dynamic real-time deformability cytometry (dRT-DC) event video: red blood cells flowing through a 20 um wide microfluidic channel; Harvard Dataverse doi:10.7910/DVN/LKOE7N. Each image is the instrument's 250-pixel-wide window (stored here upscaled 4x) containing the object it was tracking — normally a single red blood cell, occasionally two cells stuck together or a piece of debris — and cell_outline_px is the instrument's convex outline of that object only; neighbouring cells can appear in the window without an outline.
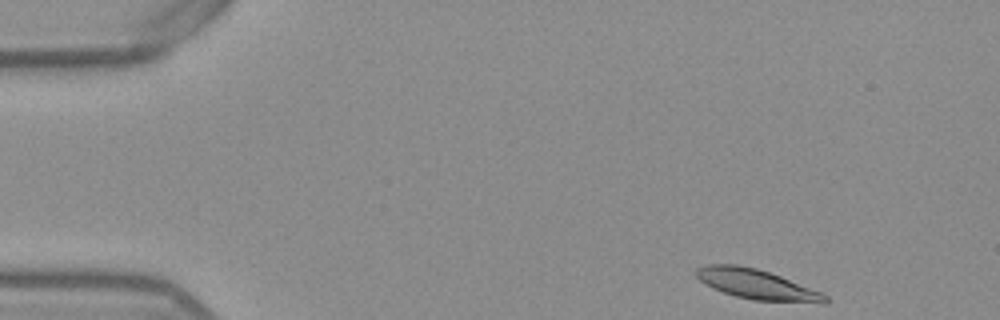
{"species": "Egyptian fruit bat (a non-hibernating species)", "species_latin": "Rousettus aegyptiacus", "temperature_condition": "warm", "stored_images_in_passage": 48, "camera_frame_rate_fps": 3000, "um_per_image_px": 0.085, "frame": {"image": 1, "passage_image": 1, "time_ms": 0.0, "image_size_px": [1000, 320], "cell_outline_px": [[828, 304], [824, 304], [752, 300], [736, 296], [712, 288], [704, 284], [692, 272], [696, 268], [708, 264], [736, 264], [756, 268], [780, 276], [820, 292], [828, 296]], "centroid_in_image_um": [64.3, 24.18], "position_along_channel_um": 20.7, "area_um2": 22.66}}
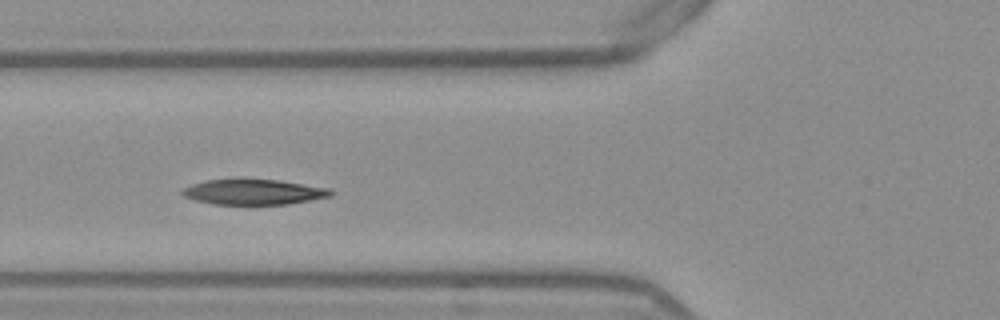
{"frame": {"image": 2, "passage_image": 15, "time_ms": 4.667, "image_size_px": [1000, 320], "cell_outline_px": [[336, 192], [332, 196], [288, 204], [212, 204], [196, 200], [184, 196], [180, 192], [184, 188], [192, 184], [204, 180], [280, 180], [328, 188]], "centroid_in_image_um": [21.59, 16.32], "position_along_channel_um": 104.2, "area_um2": 21.68}}
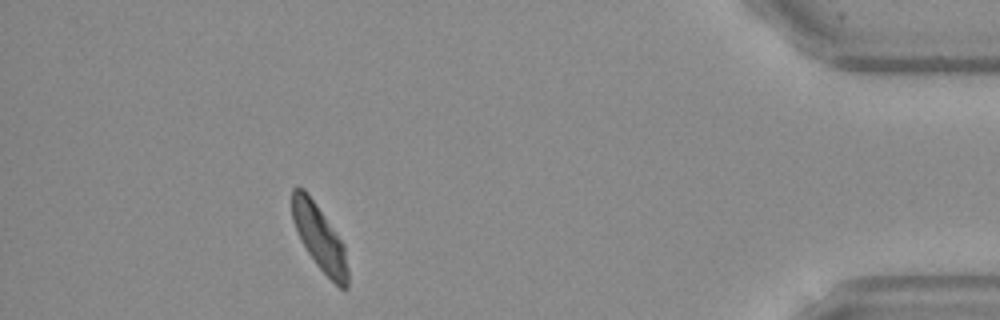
{"frame": {"image": 3, "passage_image": 43, "time_ms": 14.0, "image_size_px": [1000, 320], "cell_outline_px": [[348, 288], [340, 288], [316, 264], [308, 252], [292, 220], [292, 188], [296, 184], [304, 188], [316, 204], [344, 244], [348, 268]], "centroid_in_image_um": [27.16, 20.17], "position_along_channel_um": 408.0, "area_um2": 20.87}, "authors_computed_cell_mechanics": {"area_um2": 22.7154, "velocity_mm_per_s": 3.8243, "shape_relaxation_time_tau1_ms": 2.5607, "shape_relaxation_time_tau2_ms": 2.6072, "deformation_change_tau1": 0.1451, "deformation_change_tau2": 0.0804}}